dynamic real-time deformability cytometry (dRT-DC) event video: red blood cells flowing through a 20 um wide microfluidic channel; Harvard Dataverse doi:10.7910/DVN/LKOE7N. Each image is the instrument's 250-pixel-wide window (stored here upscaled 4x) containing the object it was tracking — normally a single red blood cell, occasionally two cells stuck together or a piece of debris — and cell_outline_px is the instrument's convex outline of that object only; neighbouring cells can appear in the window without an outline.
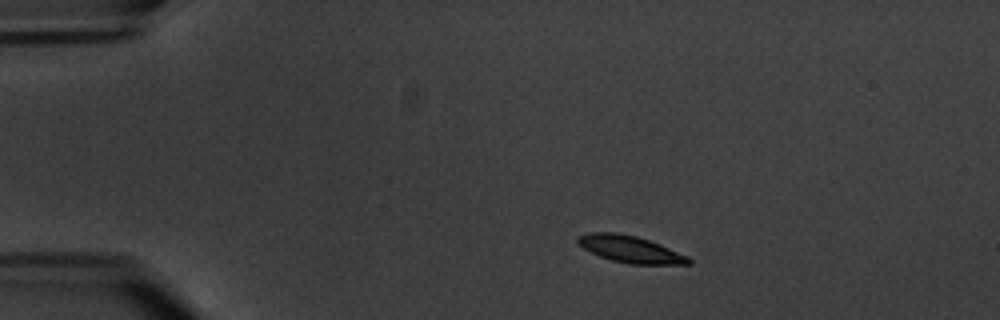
{"species": "common noctule bat (a hibernating species)", "species_latin": "Nyctalus noctula", "temperature_condition": "warm", "stored_images_in_passage": 3, "camera_frame_rate_fps": 3000, "um_per_image_px": 0.085, "animal": {"sex": "male", "body_mass_g": 20.1, "forearm_length_mm": 53.5}, "frame": {"image": 1, "passage_image": 2, "time_ms": 1.0, "image_size_px": [1000, 320], "cell_outline_px": [[692, 264], [632, 264], [612, 260], [600, 256], [584, 248], [576, 240], [576, 236], [588, 232], [616, 232], [636, 236], [660, 244], [688, 256], [692, 260]], "centroid_in_image_um": [53.58, 21.17], "position_along_channel_um": 31.4, "area_um2": 17.22}}